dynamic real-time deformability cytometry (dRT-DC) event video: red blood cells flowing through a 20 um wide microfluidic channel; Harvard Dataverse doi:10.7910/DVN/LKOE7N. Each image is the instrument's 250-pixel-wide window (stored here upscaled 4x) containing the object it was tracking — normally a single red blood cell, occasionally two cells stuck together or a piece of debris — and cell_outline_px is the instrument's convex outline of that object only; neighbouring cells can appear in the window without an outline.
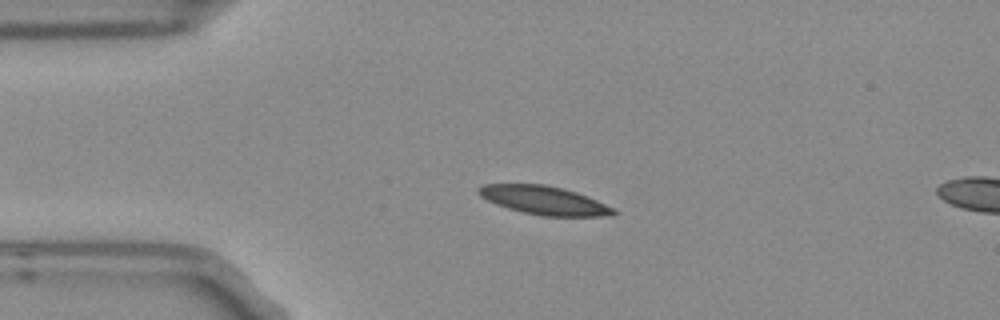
{"species": "Egyptian fruit bat (a non-hibernating species)", "species_latin": "Rousettus aegyptiacus", "temperature_condition": "room temperature", "stored_images_in_passage": 4, "segment_of_instrument_passage": [1, 2], "camera_frame_rate_fps": 3000, "um_per_image_px": 0.085, "frame": {"image": 1, "passage_image": 2, "time_ms": 0.333, "image_size_px": [1000, 320], "cell_outline_px": [[616, 212], [612, 216], [540, 216], [508, 208], [496, 204], [480, 196], [476, 192], [476, 188], [484, 184], [544, 184], [576, 192], [588, 196], [616, 208]], "centroid_in_image_um": [46.26, 17.03], "position_along_channel_um": 38.7, "area_um2": 22.48}}